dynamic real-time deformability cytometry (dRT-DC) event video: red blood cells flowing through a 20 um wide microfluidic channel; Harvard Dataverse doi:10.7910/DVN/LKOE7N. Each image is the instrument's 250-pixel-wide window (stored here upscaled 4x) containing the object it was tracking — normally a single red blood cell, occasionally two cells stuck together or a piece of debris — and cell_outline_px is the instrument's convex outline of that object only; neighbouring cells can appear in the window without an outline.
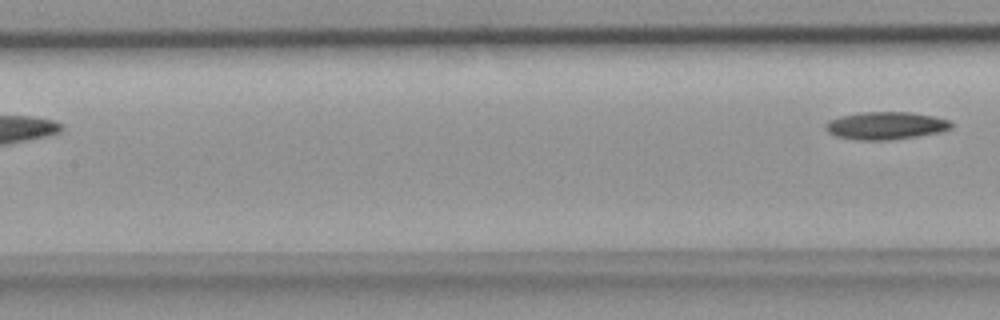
{"species": "common noctule bat (a hibernating species)", "species_latin": "Nyctalus noctula", "temperature_condition": "room temperature", "stored_images_in_passage": 5, "camera_frame_rate_fps": 3000, "um_per_image_px": 0.085, "animal": {"sex": "female", "body_mass_g": 18.4}, "frame": {"image": 1, "passage_image": 5, "time_ms": 1.333, "image_size_px": [1000, 320], "cell_outline_px": [[952, 128], [940, 132], [916, 136], [888, 140], [856, 140], [836, 136], [828, 132], [824, 128], [824, 124], [828, 120], [840, 116], [860, 112], [912, 112], [932, 116], [948, 120], [952, 124]], "centroid_in_image_um": [75.24, 10.67], "position_along_channel_um": 132.2, "area_um2": 20.29}}